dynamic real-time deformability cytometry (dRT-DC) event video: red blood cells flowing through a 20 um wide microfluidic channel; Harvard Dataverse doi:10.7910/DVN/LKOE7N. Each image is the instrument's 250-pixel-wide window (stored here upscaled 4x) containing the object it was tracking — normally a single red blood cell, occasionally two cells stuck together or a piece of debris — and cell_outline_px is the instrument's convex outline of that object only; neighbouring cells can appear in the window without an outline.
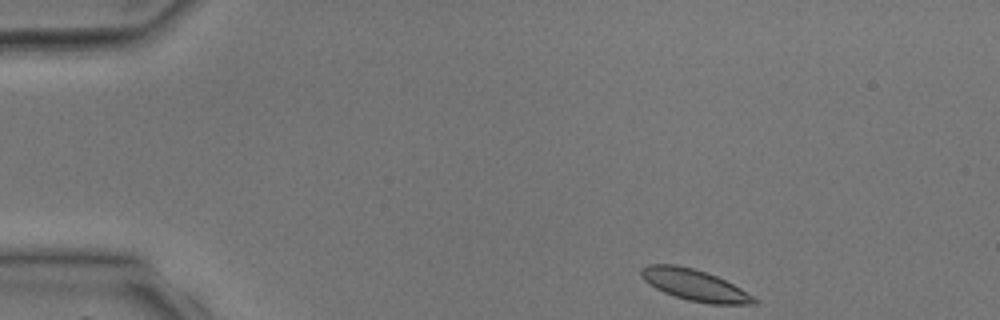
{"species": "common noctule bat (a hibernating species)", "species_latin": "Nyctalus noctula", "temperature_condition": "room temperature", "stored_images_in_passage": 4, "camera_frame_rate_fps": 3000, "um_per_image_px": 0.085, "animal": {"sex": "male", "body_mass_g": 17.9, "forearm_length_mm": 54.2}, "frame": {"image": 1, "passage_image": 1, "time_ms": 0.0, "image_size_px": [1000, 320], "cell_outline_px": [[760, 300], [756, 304], [708, 304], [688, 300], [664, 292], [656, 288], [644, 280], [640, 276], [640, 268], [648, 264], [672, 264], [692, 268], [716, 276], [740, 288]], "centroid_in_image_um": [59.04, 24.23], "position_along_channel_um": 26.0, "area_um2": 20.4}}
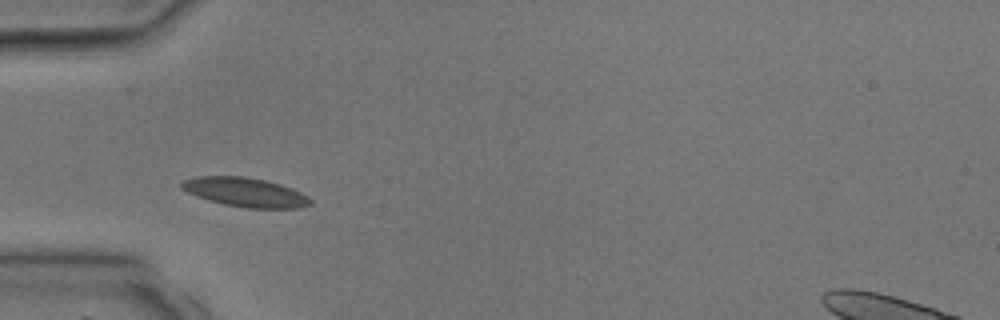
{"frame": {"image": 2, "passage_image": 3, "time_ms": 2.333, "image_size_px": [1000, 320], "cell_outline_px": [[312, 204], [300, 208], [248, 208], [224, 204], [208, 200], [196, 196], [180, 188], [180, 184], [184, 180], [196, 176], [244, 176], [264, 180], [280, 184], [292, 188], [308, 196], [312, 200]], "centroid_in_image_um": [20.85, 16.34], "position_along_channel_um": 64.1, "area_um2": 21.91}}